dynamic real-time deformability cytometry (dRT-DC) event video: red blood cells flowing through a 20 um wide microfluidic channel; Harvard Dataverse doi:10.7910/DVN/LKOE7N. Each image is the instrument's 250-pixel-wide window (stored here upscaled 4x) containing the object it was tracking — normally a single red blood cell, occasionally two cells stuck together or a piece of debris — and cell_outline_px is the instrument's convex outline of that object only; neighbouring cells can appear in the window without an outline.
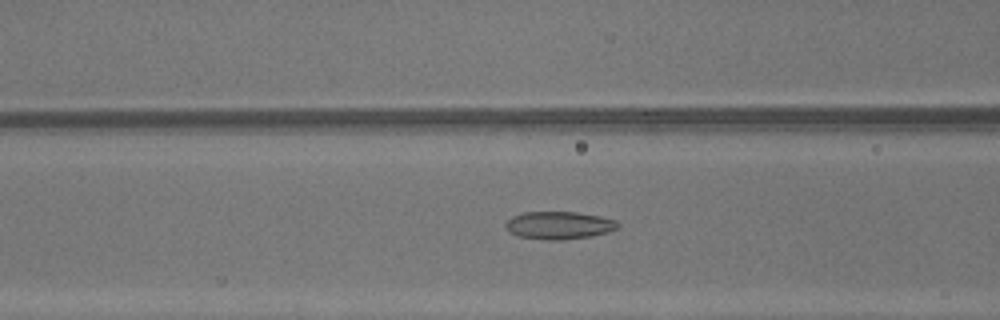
{"species": "common noctule bat (a hibernating species)", "species_latin": "Nyctalus noctula", "temperature_condition": "warm", "stored_images_in_passage": 48, "camera_frame_rate_fps": 3000, "um_per_image_px": 0.085, "animal": {"sex": "male", "body_mass_g": 13.3}, "frame": {"image": 1, "passage_image": 20, "time_ms": 6.333, "image_size_px": [1000, 320], "cell_outline_px": [[620, 228], [608, 232], [592, 236], [560, 240], [544, 240], [516, 236], [508, 232], [504, 224], [512, 216], [524, 212], [576, 212], [600, 216], [616, 220], [620, 224]], "centroid_in_image_um": [47.51, 19.16], "position_along_channel_um": 119.1, "area_um2": 18.38}}
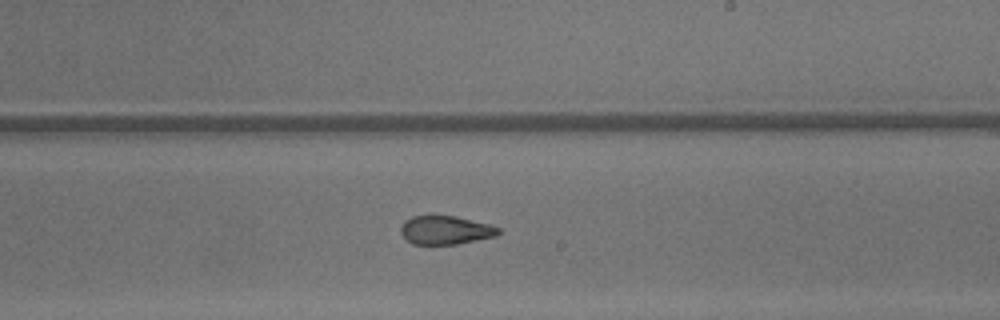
{"frame": {"image": 2, "passage_image": 29, "time_ms": 9.333, "image_size_px": [1000, 320], "cell_outline_px": [[500, 232], [496, 236], [456, 244], [412, 244], [400, 232], [400, 228], [404, 220], [412, 216], [456, 216], [488, 224], [500, 228]], "centroid_in_image_um": [37.85, 19.56], "position_along_channel_um": 251.1, "area_um2": 16.13}}
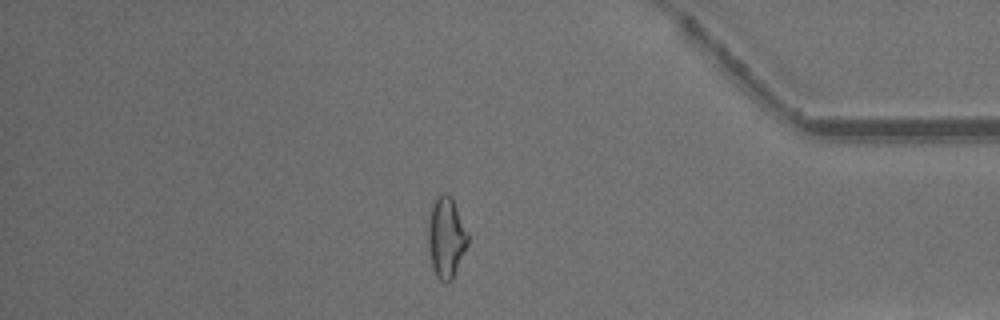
{"frame": {"image": 3, "passage_image": 41, "time_ms": 13.333, "image_size_px": [1000, 320], "cell_outline_px": [[468, 244], [452, 280], [440, 280], [436, 276], [432, 268], [428, 248], [428, 216], [432, 204], [436, 196], [440, 192], [448, 192], [452, 196], [468, 232]], "centroid_in_image_um": [37.91, 20.11], "position_along_channel_um": 397.3, "area_um2": 19.02}, "authors_computed_cell_mechanics": {"area_um2": 19.0451, "velocity_mm_per_s": 4.3983, "shape_relaxation_time_tau1_ms": 6.4405, "shape_relaxation_time_tau2_ms": 1.4109, "deformation_change_tau1": 0.2014, "deformation_change_tau2": 0.0883}}